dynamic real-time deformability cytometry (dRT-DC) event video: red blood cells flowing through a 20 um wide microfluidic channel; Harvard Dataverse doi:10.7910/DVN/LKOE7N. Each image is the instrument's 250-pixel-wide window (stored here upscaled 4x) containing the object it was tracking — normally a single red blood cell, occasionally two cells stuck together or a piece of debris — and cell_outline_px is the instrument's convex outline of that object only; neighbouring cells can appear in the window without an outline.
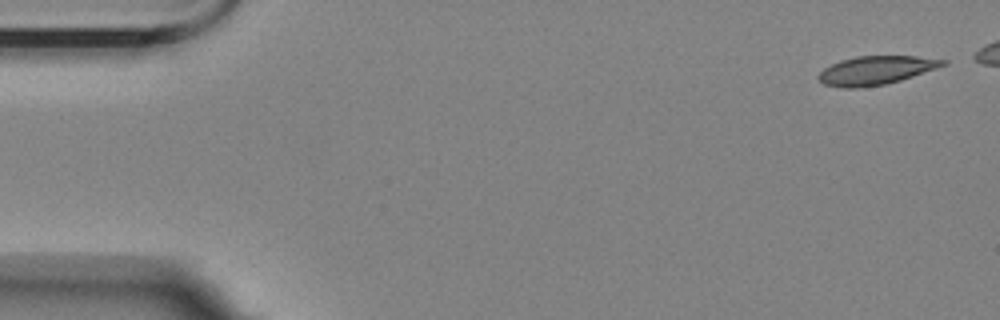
{"species": "Egyptian fruit bat (a non-hibernating species)", "species_latin": "Rousettus aegyptiacus", "temperature_condition": "room temperature", "stored_images_in_passage": 4, "camera_frame_rate_fps": 3000, "um_per_image_px": 0.085, "animal": {"sex": "female"}, "frame": {"image": 1, "passage_image": 1, "time_ms": 0.0, "image_size_px": [1000, 320], "cell_outline_px": [[948, 64], [900, 80], [884, 84], [860, 88], [840, 88], [824, 84], [816, 76], [824, 68], [840, 60], [856, 56], [916, 56], [948, 60]], "centroid_in_image_um": [74.43, 5.98], "position_along_channel_um": 10.6, "area_um2": 20.69}}
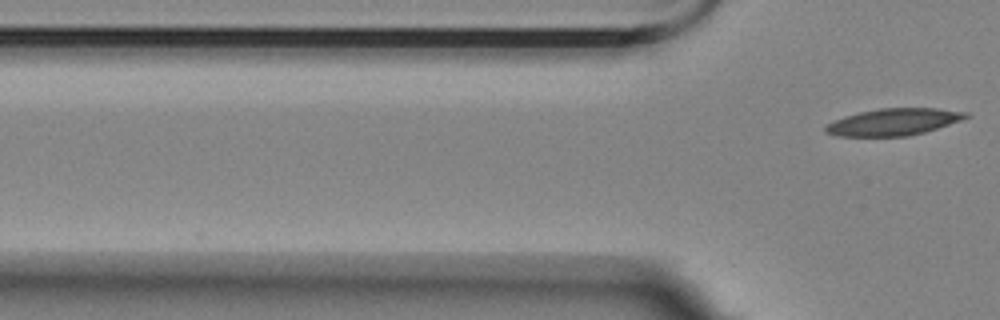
{"frame": {"image": 2, "passage_image": 4, "time_ms": 4.333, "image_size_px": [1000, 320], "cell_outline_px": [[972, 116], [924, 132], [908, 136], [836, 136], [824, 132], [824, 124], [832, 120], [844, 116], [860, 112], [880, 108], [940, 108], [968, 112]], "centroid_in_image_um": [75.91, 10.36], "position_along_channel_um": 49.9, "area_um2": 22.14}}